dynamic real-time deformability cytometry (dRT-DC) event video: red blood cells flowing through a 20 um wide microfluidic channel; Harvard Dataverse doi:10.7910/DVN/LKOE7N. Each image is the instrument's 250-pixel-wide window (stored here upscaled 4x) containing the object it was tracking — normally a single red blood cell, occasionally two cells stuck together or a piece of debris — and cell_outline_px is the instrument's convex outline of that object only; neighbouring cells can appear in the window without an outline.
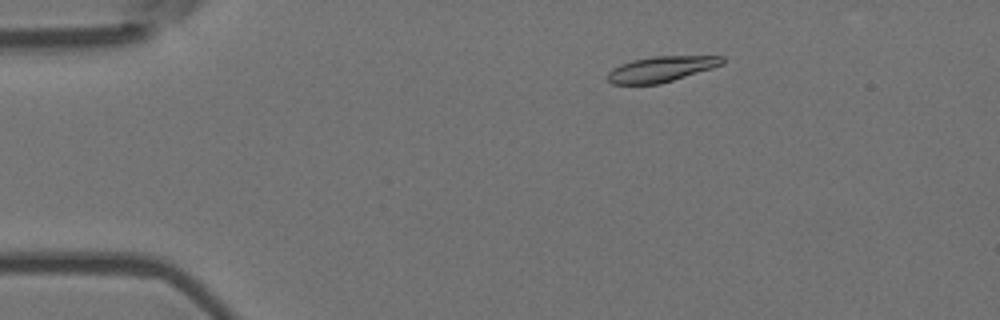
{"species": "Egyptian fruit bat (a non-hibernating species)", "species_latin": "Rousettus aegyptiacus", "temperature_condition": "room temperature", "stored_images_in_passage": 5, "camera_frame_rate_fps": 3000, "um_per_image_px": 0.085, "animal": {"sex": "female"}, "frame": {"image": 1, "passage_image": 3, "time_ms": 0.667, "image_size_px": [1000, 320], "cell_outline_px": [[724, 64], [712, 68], [660, 84], [612, 84], [608, 80], [608, 72], [612, 68], [620, 64], [632, 60], [652, 56], [724, 56]], "centroid_in_image_um": [56.19, 5.86], "position_along_channel_um": 28.8, "area_um2": 17.05}}